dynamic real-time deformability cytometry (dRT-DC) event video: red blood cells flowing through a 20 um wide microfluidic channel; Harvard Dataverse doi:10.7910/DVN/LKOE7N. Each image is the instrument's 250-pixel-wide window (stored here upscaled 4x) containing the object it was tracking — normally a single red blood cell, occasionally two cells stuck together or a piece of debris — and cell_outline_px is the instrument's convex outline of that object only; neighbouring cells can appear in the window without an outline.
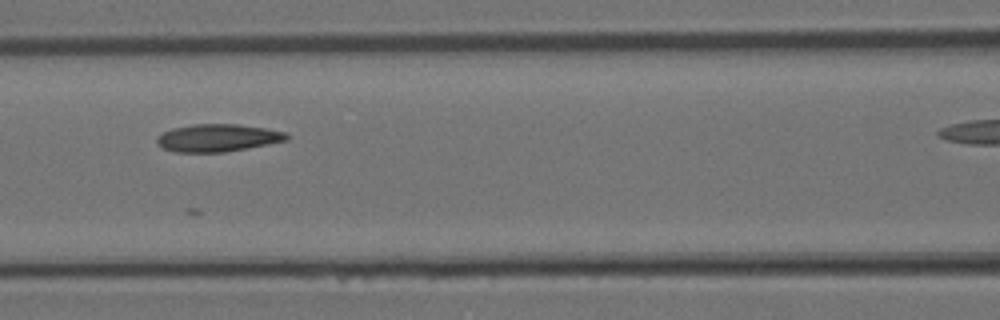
{"species": "Egyptian fruit bat (a non-hibernating species)", "species_latin": "Rousettus aegyptiacus", "temperature_condition": "room temperature", "stored_images_in_passage": 22, "camera_frame_rate_fps": 3000, "um_per_image_px": 0.085, "animal": {"sex": "female"}, "frame": {"image": 1, "passage_image": 12, "time_ms": 3.667, "image_size_px": [1000, 320], "cell_outline_px": [[288, 140], [248, 148], [224, 152], [176, 152], [164, 148], [156, 140], [164, 132], [172, 128], [192, 124], [240, 124], [264, 128], [284, 132], [288, 136]], "centroid_in_image_um": [18.52, 11.71], "position_along_channel_um": 148.1, "area_um2": 20.58}}
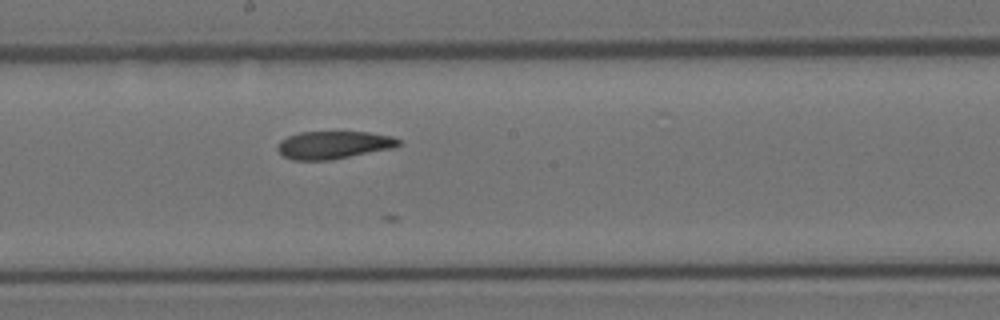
{"frame": {"image": 2, "passage_image": 16, "time_ms": 5.0, "image_size_px": [1000, 320], "cell_outline_px": [[404, 144], [392, 148], [332, 160], [292, 160], [284, 156], [276, 148], [276, 144], [280, 140], [288, 136], [300, 132], [368, 132], [392, 136], [400, 140]], "centroid_in_image_um": [28.35, 12.32], "position_along_channel_um": 219.8, "area_um2": 19.71}}
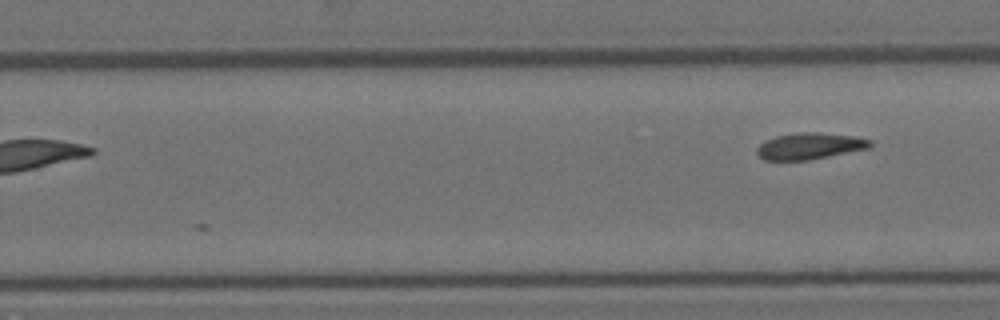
{"frame": {"image": 3, "passage_image": 22, "time_ms": 7.0, "image_size_px": [1000, 320], "cell_outline_px": [[872, 144], [868, 148], [808, 160], [764, 160], [756, 152], [756, 148], [760, 144], [776, 136], [796, 132], [820, 132], [852, 136], [872, 140]], "centroid_in_image_um": [68.81, 12.41], "position_along_channel_um": 261.0, "area_um2": 17.28}}